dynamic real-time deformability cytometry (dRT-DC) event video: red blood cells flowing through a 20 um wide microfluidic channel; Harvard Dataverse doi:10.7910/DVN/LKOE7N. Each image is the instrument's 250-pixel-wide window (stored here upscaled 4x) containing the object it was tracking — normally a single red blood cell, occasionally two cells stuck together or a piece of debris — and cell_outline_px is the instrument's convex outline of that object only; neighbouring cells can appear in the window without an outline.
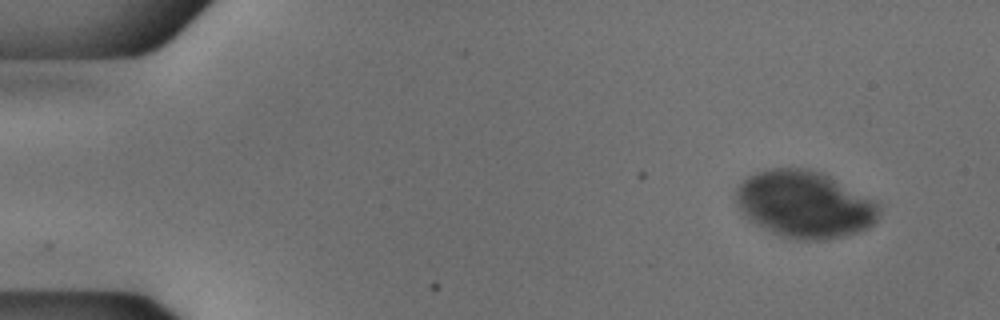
{"species": "common noctule bat (a hibernating species)", "species_latin": "Nyctalus noctula", "temperature_condition": "cold", "stored_images_in_passage": 18, "camera_frame_rate_fps": 3000, "um_per_image_px": 0.085, "animal": {"sex": "male", "body_mass_g": 18.8}, "frame": {"image": 1, "passage_image": 1, "time_ms": 0.0, "image_size_px": [1000, 320], "cell_outline_px": [[864, 216], [860, 220], [820, 228], [804, 228], [772, 212], [768, 208], [772, 204], [820, 192], [860, 212]], "centroid_in_image_um": [69.34, 17.97], "position_along_channel_um": 15.7, "area_um2": 15.14}}